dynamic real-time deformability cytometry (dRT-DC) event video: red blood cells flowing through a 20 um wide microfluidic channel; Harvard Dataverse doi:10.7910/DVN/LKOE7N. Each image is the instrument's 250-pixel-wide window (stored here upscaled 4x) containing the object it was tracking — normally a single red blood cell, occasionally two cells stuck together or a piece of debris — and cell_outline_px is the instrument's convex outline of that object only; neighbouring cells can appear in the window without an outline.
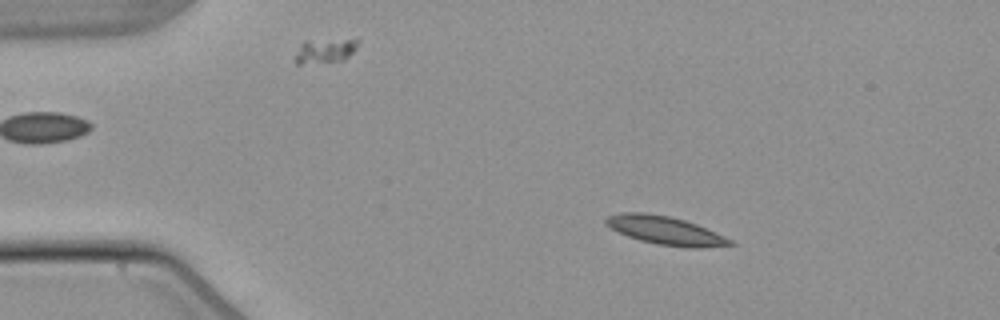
{"species": "common noctule bat (a hibernating species)", "species_latin": "Nyctalus noctula", "temperature_condition": "warm", "stored_images_in_passage": 53, "camera_frame_rate_fps": 3000, "um_per_image_px": 0.085, "animal": {"sex": "male", "body_mass_g": 21.5, "forearm_length_mm": 52.0}, "frame": {"image": 1, "passage_image": 9, "time_ms": 2.667, "image_size_px": [1000, 320], "cell_outline_px": [[736, 244], [700, 248], [688, 248], [656, 244], [640, 240], [628, 236], [604, 224], [604, 220], [608, 216], [620, 212], [644, 212], [668, 216], [684, 220], [696, 224], [724, 236], [732, 240]], "centroid_in_image_um": [56.54, 19.59], "position_along_channel_um": 28.5, "area_um2": 20.4}}
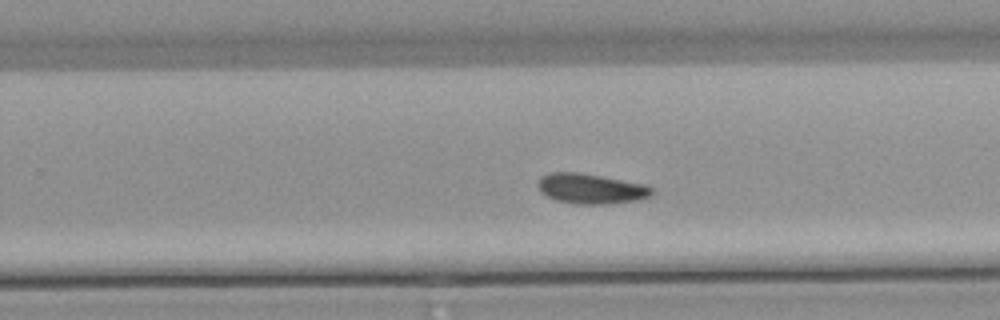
{"frame": {"image": 2, "passage_image": 34, "time_ms": 11.0, "image_size_px": [1000, 320], "cell_outline_px": [[656, 192], [648, 196], [636, 200], [604, 204], [580, 204], [556, 200], [540, 192], [536, 184], [540, 176], [552, 172], [576, 172], [600, 176], [644, 184], [652, 188]], "centroid_in_image_um": [50.19, 16.03], "position_along_channel_um": 279.6, "area_um2": 19.83}}
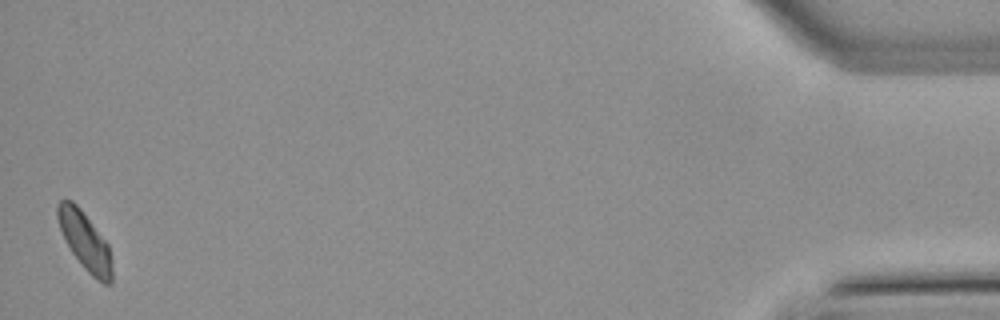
{"frame": {"image": 3, "passage_image": 53, "time_ms": 17.333, "image_size_px": [1000, 320], "cell_outline_px": [[112, 284], [104, 284], [96, 280], [84, 268], [72, 252], [60, 228], [56, 216], [56, 204], [60, 200], [72, 200], [80, 208], [108, 244], [112, 260]], "centroid_in_image_um": [7.23, 20.5], "position_along_channel_um": 428.0, "area_um2": 18.26}, "authors_computed_cell_mechanics": {"area_um2": 19.4208, "velocity_mm_per_s": 3.81, "shape_relaxation_time_tau1_ms": 6.3183, "shape_relaxation_time_tau2_ms": null, "deformation_change_tau1": 0.1177, "deformation_change_tau2": null}}